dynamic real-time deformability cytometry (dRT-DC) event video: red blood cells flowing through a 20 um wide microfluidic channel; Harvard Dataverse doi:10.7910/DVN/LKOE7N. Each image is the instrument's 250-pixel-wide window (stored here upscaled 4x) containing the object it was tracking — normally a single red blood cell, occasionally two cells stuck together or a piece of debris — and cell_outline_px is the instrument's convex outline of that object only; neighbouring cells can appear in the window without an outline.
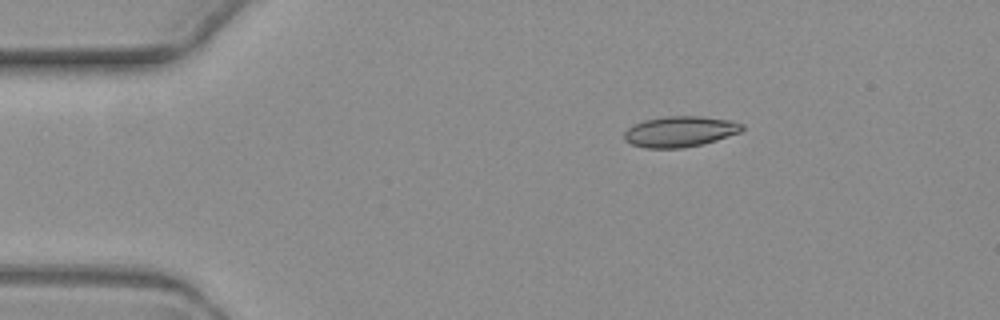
{"species": "common noctule bat (a hibernating species)", "species_latin": "Nyctalus noctula", "temperature_condition": "warm", "stored_images_in_passage": 3, "camera_frame_rate_fps": 3000, "um_per_image_px": 0.085, "animal": {"sex": "female", "body_mass_g": 19.3, "forearm_length_mm": 54.1}, "frame": {"image": 1, "passage_image": 1, "time_ms": 0.0, "image_size_px": [1000, 320], "cell_outline_px": [[744, 128], [740, 132], [716, 140], [684, 148], [644, 148], [632, 144], [624, 140], [624, 132], [632, 124], [644, 120], [664, 116], [700, 116], [728, 120], [744, 124]], "centroid_in_image_um": [57.76, 11.18], "position_along_channel_um": 27.2, "area_um2": 21.1}}